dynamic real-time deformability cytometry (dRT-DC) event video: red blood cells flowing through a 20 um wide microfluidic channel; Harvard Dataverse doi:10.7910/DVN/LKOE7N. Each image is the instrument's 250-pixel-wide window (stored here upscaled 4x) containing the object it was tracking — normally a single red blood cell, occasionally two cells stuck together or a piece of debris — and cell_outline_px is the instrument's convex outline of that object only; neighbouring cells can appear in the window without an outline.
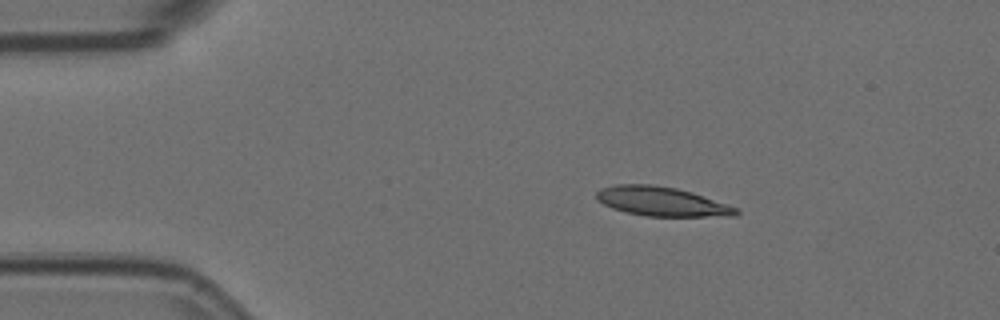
{"species": "Egyptian fruit bat (a non-hibernating species)", "species_latin": "Rousettus aegyptiacus", "temperature_condition": "room temperature", "stored_images_in_passage": 4, "camera_frame_rate_fps": 3000, "um_per_image_px": 0.085, "animal": {"sex": "female"}, "frame": {"image": 1, "passage_image": 1, "time_ms": 0.0, "image_size_px": [1000, 320], "cell_outline_px": [[740, 212], [736, 216], [648, 216], [628, 212], [612, 208], [596, 200], [596, 192], [600, 188], [616, 184], [652, 184], [676, 188], [692, 192], [740, 208]], "centroid_in_image_um": [56.27, 17.12], "position_along_channel_um": 28.7, "area_um2": 23.87}}
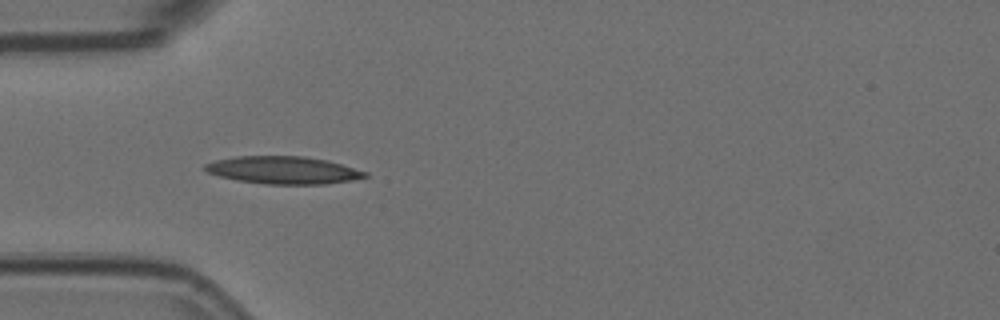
{"frame": {"image": 2, "passage_image": 3, "time_ms": 0.667, "image_size_px": [1000, 320], "cell_outline_px": [[368, 176], [348, 180], [324, 184], [264, 184], [236, 180], [220, 176], [208, 172], [204, 168], [204, 164], [216, 160], [236, 156], [304, 156], [328, 160], [368, 172]], "centroid_in_image_um": [24.06, 14.45], "position_along_channel_um": 60.9, "area_um2": 25.55}}
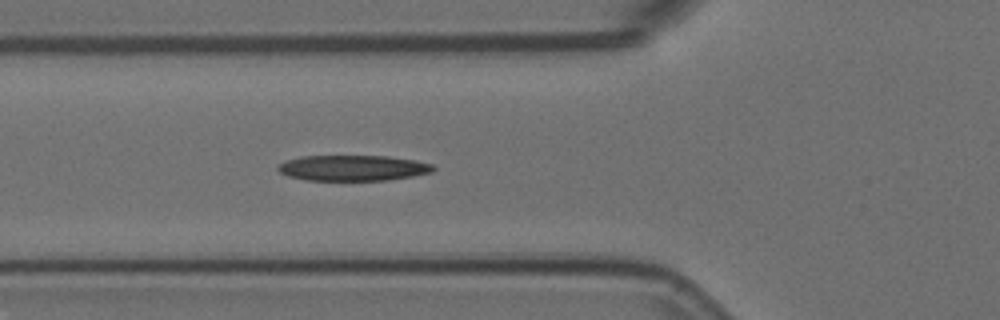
{"frame": {"image": 3, "passage_image": 4, "time_ms": 1.0, "image_size_px": [1000, 320], "cell_outline_px": [[436, 168], [432, 172], [412, 176], [388, 180], [304, 180], [288, 176], [280, 172], [276, 168], [280, 164], [288, 160], [300, 156], [388, 156], [416, 160], [432, 164]], "centroid_in_image_um": [30.01, 14.27], "position_along_channel_um": 95.8, "area_um2": 23.18}}